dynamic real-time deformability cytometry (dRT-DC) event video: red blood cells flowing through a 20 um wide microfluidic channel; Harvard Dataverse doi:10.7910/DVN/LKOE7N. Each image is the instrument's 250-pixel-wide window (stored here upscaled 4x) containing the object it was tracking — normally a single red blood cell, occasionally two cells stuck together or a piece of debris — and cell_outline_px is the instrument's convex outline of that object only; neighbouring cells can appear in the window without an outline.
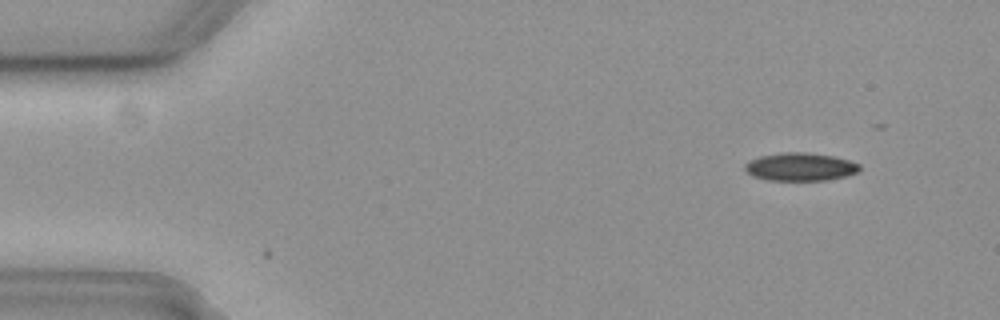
{"species": "common noctule bat (a hibernating species)", "species_latin": "Nyctalus noctula", "temperature_condition": "cold", "stored_images_in_passage": 16, "camera_frame_rate_fps": 3000, "um_per_image_px": 0.085, "animal": {"sex": "female", "body_mass_g": 19.3, "forearm_length_mm": 54.1}, "frame": {"image": 1, "passage_image": 1, "time_ms": 0.0, "image_size_px": [1000, 320], "cell_outline_px": [[860, 168], [856, 172], [844, 176], [824, 180], [768, 180], [752, 176], [744, 168], [744, 164], [748, 160], [760, 156], [780, 152], [808, 152], [836, 156], [860, 164]], "centroid_in_image_um": [67.98, 14.16], "position_along_channel_um": 17.0, "area_um2": 18.79}}